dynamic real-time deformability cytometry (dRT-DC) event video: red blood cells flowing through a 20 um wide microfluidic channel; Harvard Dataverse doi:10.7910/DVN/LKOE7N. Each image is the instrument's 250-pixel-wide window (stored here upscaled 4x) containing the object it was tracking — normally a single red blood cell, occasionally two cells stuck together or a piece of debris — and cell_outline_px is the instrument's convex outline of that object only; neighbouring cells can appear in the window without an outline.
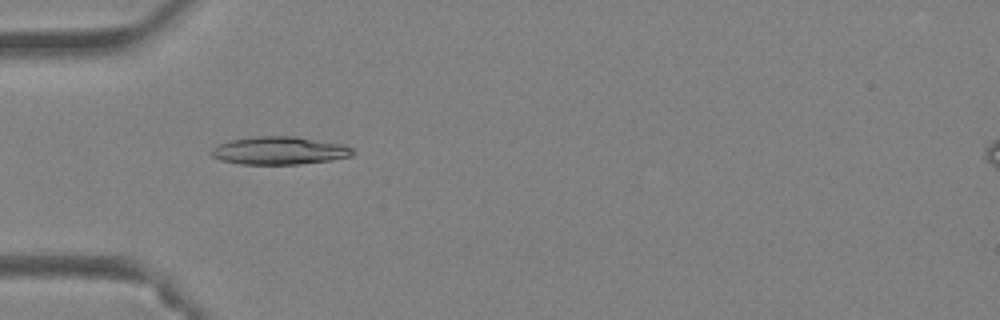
{"species": "Egyptian fruit bat (a non-hibernating species)", "species_latin": "Rousettus aegyptiacus", "temperature_condition": "warm", "stored_images_in_passage": 31, "camera_frame_rate_fps": 3000, "um_per_image_px": 0.085, "animal": {"sex": "female"}, "frame": {"image": 1, "passage_image": 3, "time_ms": 0.667, "image_size_px": [1000, 320], "cell_outline_px": [[356, 152], [352, 156], [328, 160], [300, 164], [240, 164], [220, 160], [212, 156], [212, 148], [220, 144], [232, 140], [256, 136], [296, 136], [344, 144], [352, 148]], "centroid_in_image_um": [23.79, 12.8], "position_along_channel_um": 61.2, "area_um2": 22.95}}
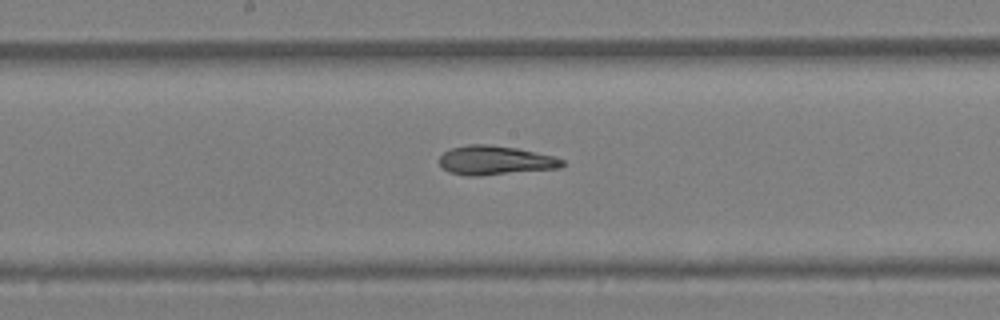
{"frame": {"image": 2, "passage_image": 13, "time_ms": 4.0, "image_size_px": [1000, 320], "cell_outline_px": [[564, 164], [560, 168], [480, 176], [468, 176], [448, 172], [440, 164], [440, 156], [444, 152], [452, 148], [468, 144], [484, 144], [516, 148], [556, 156], [564, 160]], "centroid_in_image_um": [42.11, 13.63], "position_along_channel_um": 206.1, "area_um2": 20.87}}
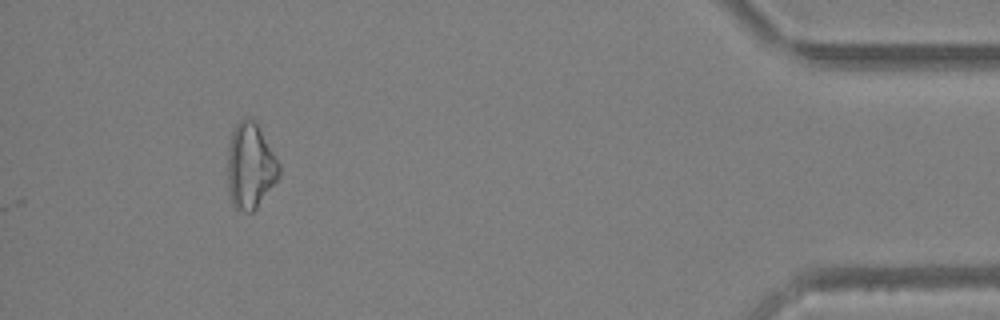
{"frame": {"image": 3, "passage_image": 31, "time_ms": 10.0, "image_size_px": [1000, 320], "cell_outline_px": [[280, 176], [256, 208], [252, 212], [244, 212], [236, 208], [232, 204], [228, 192], [228, 148], [232, 132], [236, 124], [244, 116], [256, 120], [280, 164]], "centroid_in_image_um": [21.28, 14.09], "position_along_channel_um": 413.9, "area_um2": 25.89}, "authors_computed_cell_mechanics": {"area_um2": 20.7502, "velocity_mm_per_s": 4.4638, "shape_relaxation_time_tau1_ms": null, "shape_relaxation_time_tau2_ms": 3.0941, "deformation_change_tau1": null, "deformation_change_tau2": 0.0925}}